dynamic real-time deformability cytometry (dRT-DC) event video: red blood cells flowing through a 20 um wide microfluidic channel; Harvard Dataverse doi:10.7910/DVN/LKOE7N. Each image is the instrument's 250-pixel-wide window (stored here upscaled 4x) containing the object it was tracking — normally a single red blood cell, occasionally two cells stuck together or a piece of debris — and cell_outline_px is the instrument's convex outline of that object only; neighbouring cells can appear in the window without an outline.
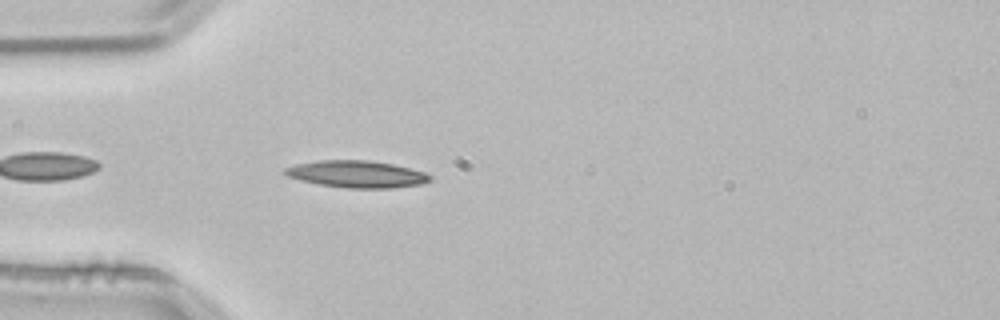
{"species": "common noctule bat (a hibernating species)", "species_latin": "Nyctalus noctula", "temperature_condition": "room temperature", "stored_images_in_passage": 16, "camera_frame_rate_fps": 3000, "um_per_image_px": 0.085, "animal": {"sex": "male", "body_mass_g": 21.5, "forearm_length_mm": 52.0}, "frame": {"image": 1, "passage_image": 3, "time_ms": 0.667, "image_size_px": [1000, 320], "cell_outline_px": [[432, 180], [420, 184], [388, 188], [348, 188], [320, 184], [300, 180], [288, 176], [284, 172], [284, 168], [296, 164], [320, 160], [368, 160], [392, 164], [424, 172], [432, 176]], "centroid_in_image_um": [30.32, 14.79], "position_along_channel_um": 54.7, "area_um2": 22.54}}